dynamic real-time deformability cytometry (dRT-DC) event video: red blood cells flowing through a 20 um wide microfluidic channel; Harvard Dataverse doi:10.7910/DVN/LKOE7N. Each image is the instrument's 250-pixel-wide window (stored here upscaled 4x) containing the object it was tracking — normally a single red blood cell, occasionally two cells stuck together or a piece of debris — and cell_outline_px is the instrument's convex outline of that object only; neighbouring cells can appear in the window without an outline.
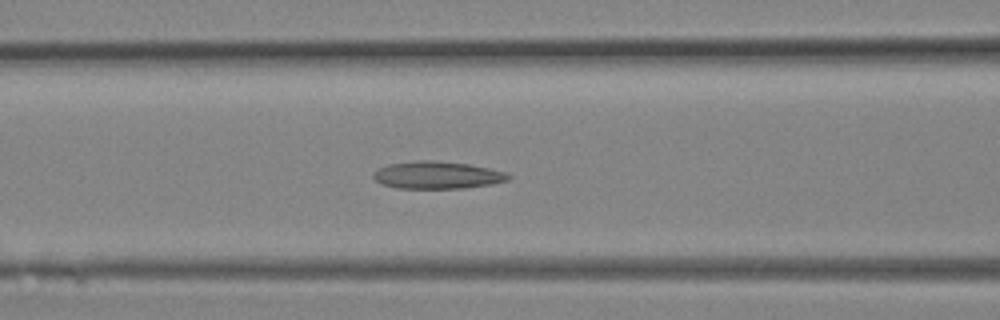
{"species": "Egyptian fruit bat (a non-hibernating species)", "species_latin": "Rousettus aegyptiacus", "temperature_condition": "room temperature", "stored_images_in_passage": 14, "camera_frame_rate_fps": 3000, "um_per_image_px": 0.085, "animal": {"sex": "female"}, "frame": {"image": 1, "passage_image": 12, "time_ms": 3.667, "image_size_px": [1000, 320], "cell_outline_px": [[512, 176], [508, 180], [492, 184], [464, 188], [396, 188], [380, 184], [372, 176], [372, 172], [376, 168], [388, 164], [416, 160], [432, 160], [468, 164], [488, 168], [504, 172]], "centroid_in_image_um": [37.1, 14.88], "position_along_channel_um": 129.5, "area_um2": 21.68}}
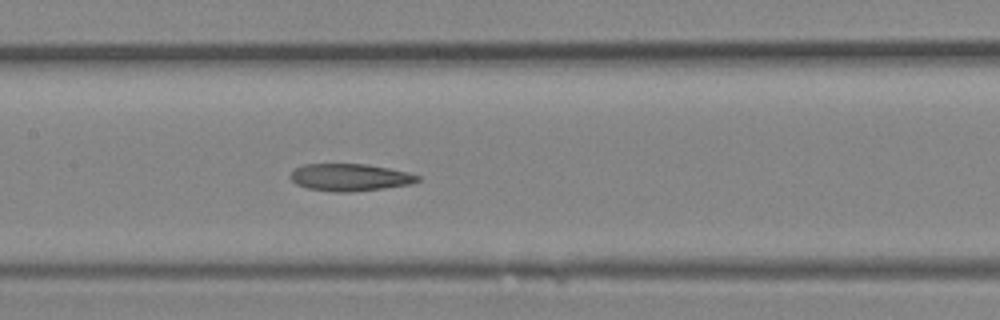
{"frame": {"image": 2, "passage_image": 14, "time_ms": 4.333, "image_size_px": [1000, 320], "cell_outline_px": [[420, 180], [412, 184], [384, 188], [352, 192], [332, 192], [308, 188], [296, 184], [288, 176], [296, 168], [304, 164], [364, 164], [388, 168], [408, 172], [420, 176]], "centroid_in_image_um": [29.75, 15.08], "position_along_channel_um": 177.7, "area_um2": 20.23}}